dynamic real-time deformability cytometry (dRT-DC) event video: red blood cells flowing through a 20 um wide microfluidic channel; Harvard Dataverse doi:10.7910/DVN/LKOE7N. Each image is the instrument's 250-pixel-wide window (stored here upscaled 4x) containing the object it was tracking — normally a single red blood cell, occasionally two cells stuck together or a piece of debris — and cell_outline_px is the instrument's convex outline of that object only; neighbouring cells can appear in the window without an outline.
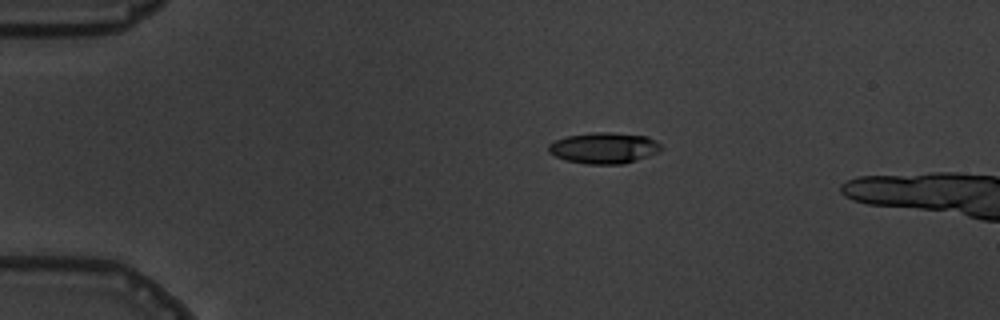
{"species": "common noctule bat (a hibernating species)", "species_latin": "Nyctalus noctula", "temperature_condition": "warm", "stored_images_in_passage": 2, "camera_frame_rate_fps": 3000, "um_per_image_px": 0.085, "animal": {"sex": "male", "body_mass_g": 19.5, "forearm_length_mm": 54.6}, "frame": {"image": 1, "passage_image": 1, "time_ms": 0.0, "image_size_px": [1000, 320], "cell_outline_px": [[664, 148], [660, 152], [624, 164], [588, 164], [564, 160], [548, 152], [548, 144], [556, 140], [568, 136], [592, 132], [612, 132], [648, 136], [660, 144]], "centroid_in_image_um": [51.36, 12.58], "position_along_channel_um": 33.6, "area_um2": 20.52}}